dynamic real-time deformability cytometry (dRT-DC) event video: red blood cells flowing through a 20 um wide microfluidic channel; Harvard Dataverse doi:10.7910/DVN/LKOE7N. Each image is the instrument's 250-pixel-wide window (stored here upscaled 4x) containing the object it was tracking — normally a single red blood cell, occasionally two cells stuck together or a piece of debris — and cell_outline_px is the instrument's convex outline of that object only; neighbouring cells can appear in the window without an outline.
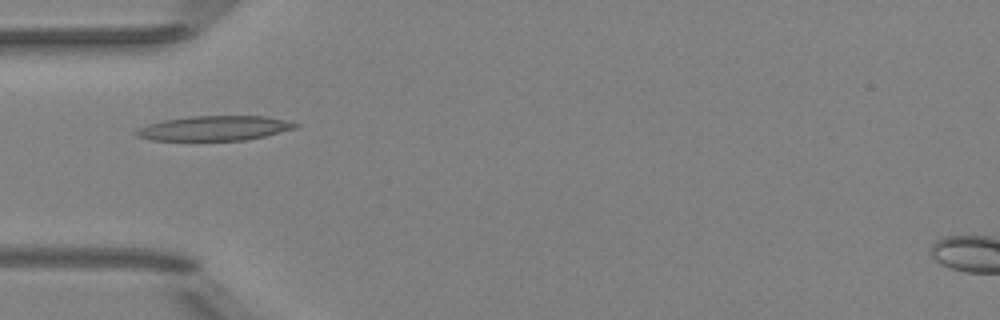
{"species": "Egyptian fruit bat (a non-hibernating species)", "species_latin": "Rousettus aegyptiacus", "temperature_condition": "room temperature", "stored_images_in_passage": 3, "camera_frame_rate_fps": 3000, "um_per_image_px": 0.085, "animal": {"sex": "female"}, "frame": {"image": 1, "passage_image": 1, "time_ms": 0.0, "image_size_px": [1000, 320], "cell_outline_px": [[300, 124], [296, 128], [264, 136], [244, 140], [152, 140], [136, 136], [132, 132], [136, 128], [148, 124], [164, 120], [192, 116], [264, 116], [284, 120]], "centroid_in_image_um": [18.17, 10.9], "position_along_channel_um": 66.8, "area_um2": 22.83}}
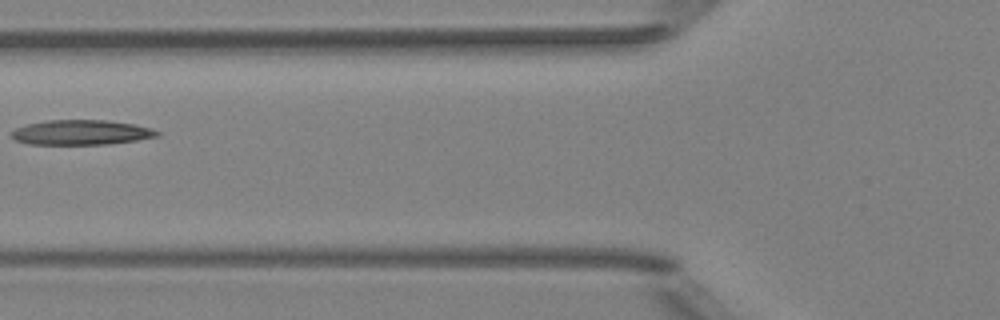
{"frame": {"image": 2, "passage_image": 2, "time_ms": 1.333, "image_size_px": [1000, 320], "cell_outline_px": [[160, 136], [136, 140], [108, 144], [28, 144], [16, 140], [12, 136], [12, 132], [16, 128], [28, 124], [48, 120], [108, 120], [132, 124], [152, 128], [160, 132]], "centroid_in_image_um": [6.94, 11.25], "position_along_channel_um": 118.9, "area_um2": 20.98}}
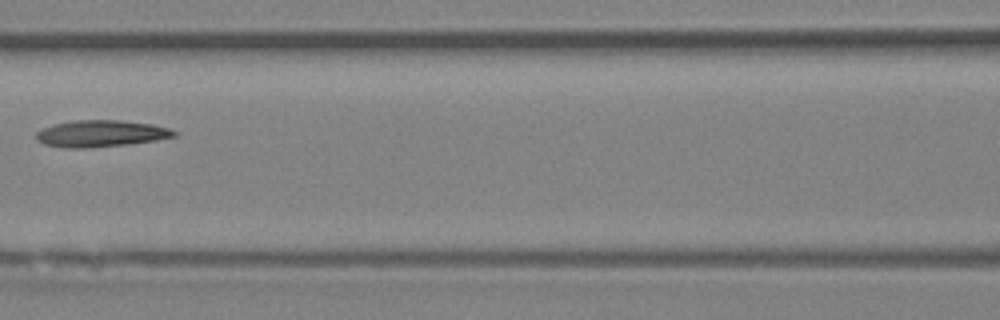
{"frame": {"image": 3, "passage_image": 3, "time_ms": 2.333, "image_size_px": [1000, 320], "cell_outline_px": [[176, 136], [156, 140], [128, 144], [88, 148], [64, 148], [44, 144], [36, 140], [36, 132], [40, 128], [52, 124], [76, 120], [120, 120], [152, 124], [168, 128], [176, 132]], "centroid_in_image_um": [8.52, 11.35], "position_along_channel_um": 158.1, "area_um2": 21.56}}